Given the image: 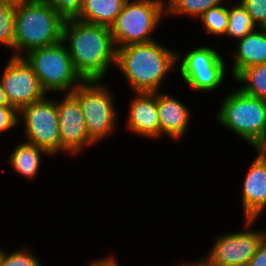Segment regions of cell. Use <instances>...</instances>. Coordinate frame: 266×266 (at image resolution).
<instances>
[{
    "instance_id": "cell-36",
    "label": "cell",
    "mask_w": 266,
    "mask_h": 266,
    "mask_svg": "<svg viewBox=\"0 0 266 266\" xmlns=\"http://www.w3.org/2000/svg\"><path fill=\"white\" fill-rule=\"evenodd\" d=\"M3 251H4V250H3V248L1 247V248H0V260H1L2 254H3Z\"/></svg>"
},
{
    "instance_id": "cell-6",
    "label": "cell",
    "mask_w": 266,
    "mask_h": 266,
    "mask_svg": "<svg viewBox=\"0 0 266 266\" xmlns=\"http://www.w3.org/2000/svg\"><path fill=\"white\" fill-rule=\"evenodd\" d=\"M66 44L36 48L23 57L33 68L42 88L55 94L71 93L84 80L76 72Z\"/></svg>"
},
{
    "instance_id": "cell-31",
    "label": "cell",
    "mask_w": 266,
    "mask_h": 266,
    "mask_svg": "<svg viewBox=\"0 0 266 266\" xmlns=\"http://www.w3.org/2000/svg\"><path fill=\"white\" fill-rule=\"evenodd\" d=\"M4 105H10V104L7 99V95L4 91V87L2 86V83L0 81V106H4Z\"/></svg>"
},
{
    "instance_id": "cell-2",
    "label": "cell",
    "mask_w": 266,
    "mask_h": 266,
    "mask_svg": "<svg viewBox=\"0 0 266 266\" xmlns=\"http://www.w3.org/2000/svg\"><path fill=\"white\" fill-rule=\"evenodd\" d=\"M179 59H182L180 53L154 40L117 48L115 66L126 78L132 93L161 92L165 76L177 70L174 66Z\"/></svg>"
},
{
    "instance_id": "cell-37",
    "label": "cell",
    "mask_w": 266,
    "mask_h": 266,
    "mask_svg": "<svg viewBox=\"0 0 266 266\" xmlns=\"http://www.w3.org/2000/svg\"><path fill=\"white\" fill-rule=\"evenodd\" d=\"M179 266H188V263L180 264Z\"/></svg>"
},
{
    "instance_id": "cell-1",
    "label": "cell",
    "mask_w": 266,
    "mask_h": 266,
    "mask_svg": "<svg viewBox=\"0 0 266 266\" xmlns=\"http://www.w3.org/2000/svg\"><path fill=\"white\" fill-rule=\"evenodd\" d=\"M62 41L68 48L76 72L84 81H103L116 63V46L108 26L77 18L67 19L63 25Z\"/></svg>"
},
{
    "instance_id": "cell-14",
    "label": "cell",
    "mask_w": 266,
    "mask_h": 266,
    "mask_svg": "<svg viewBox=\"0 0 266 266\" xmlns=\"http://www.w3.org/2000/svg\"><path fill=\"white\" fill-rule=\"evenodd\" d=\"M157 109L160 122V138L168 136L179 141L188 130L191 110L172 95L157 92Z\"/></svg>"
},
{
    "instance_id": "cell-21",
    "label": "cell",
    "mask_w": 266,
    "mask_h": 266,
    "mask_svg": "<svg viewBox=\"0 0 266 266\" xmlns=\"http://www.w3.org/2000/svg\"><path fill=\"white\" fill-rule=\"evenodd\" d=\"M257 28L240 0L237 5L234 4L233 7H228V28L226 36L240 40Z\"/></svg>"
},
{
    "instance_id": "cell-16",
    "label": "cell",
    "mask_w": 266,
    "mask_h": 266,
    "mask_svg": "<svg viewBox=\"0 0 266 266\" xmlns=\"http://www.w3.org/2000/svg\"><path fill=\"white\" fill-rule=\"evenodd\" d=\"M42 154L51 156L45 149L24 141L16 145L8 162L15 172L30 181L36 179L39 173Z\"/></svg>"
},
{
    "instance_id": "cell-33",
    "label": "cell",
    "mask_w": 266,
    "mask_h": 266,
    "mask_svg": "<svg viewBox=\"0 0 266 266\" xmlns=\"http://www.w3.org/2000/svg\"><path fill=\"white\" fill-rule=\"evenodd\" d=\"M199 261L197 262H191V263H188V266H212L210 265L202 256V258L198 259Z\"/></svg>"
},
{
    "instance_id": "cell-24",
    "label": "cell",
    "mask_w": 266,
    "mask_h": 266,
    "mask_svg": "<svg viewBox=\"0 0 266 266\" xmlns=\"http://www.w3.org/2000/svg\"><path fill=\"white\" fill-rule=\"evenodd\" d=\"M16 6L0 1V44L12 49L15 33Z\"/></svg>"
},
{
    "instance_id": "cell-20",
    "label": "cell",
    "mask_w": 266,
    "mask_h": 266,
    "mask_svg": "<svg viewBox=\"0 0 266 266\" xmlns=\"http://www.w3.org/2000/svg\"><path fill=\"white\" fill-rule=\"evenodd\" d=\"M180 69H202L207 67H226L225 61L215 48L208 46L196 47L183 57Z\"/></svg>"
},
{
    "instance_id": "cell-13",
    "label": "cell",
    "mask_w": 266,
    "mask_h": 266,
    "mask_svg": "<svg viewBox=\"0 0 266 266\" xmlns=\"http://www.w3.org/2000/svg\"><path fill=\"white\" fill-rule=\"evenodd\" d=\"M130 100L126 128L147 139L160 138L157 92H135Z\"/></svg>"
},
{
    "instance_id": "cell-4",
    "label": "cell",
    "mask_w": 266,
    "mask_h": 266,
    "mask_svg": "<svg viewBox=\"0 0 266 266\" xmlns=\"http://www.w3.org/2000/svg\"><path fill=\"white\" fill-rule=\"evenodd\" d=\"M228 94L221 101L216 116L218 123L254 149L266 144V100L247 95L239 89Z\"/></svg>"
},
{
    "instance_id": "cell-30",
    "label": "cell",
    "mask_w": 266,
    "mask_h": 266,
    "mask_svg": "<svg viewBox=\"0 0 266 266\" xmlns=\"http://www.w3.org/2000/svg\"><path fill=\"white\" fill-rule=\"evenodd\" d=\"M117 258L114 255H109L108 257L99 258L90 263V266H119Z\"/></svg>"
},
{
    "instance_id": "cell-28",
    "label": "cell",
    "mask_w": 266,
    "mask_h": 266,
    "mask_svg": "<svg viewBox=\"0 0 266 266\" xmlns=\"http://www.w3.org/2000/svg\"><path fill=\"white\" fill-rule=\"evenodd\" d=\"M19 111L11 105L0 106V133L17 127Z\"/></svg>"
},
{
    "instance_id": "cell-3",
    "label": "cell",
    "mask_w": 266,
    "mask_h": 266,
    "mask_svg": "<svg viewBox=\"0 0 266 266\" xmlns=\"http://www.w3.org/2000/svg\"><path fill=\"white\" fill-rule=\"evenodd\" d=\"M65 20L43 0L17 5L11 56L23 57L29 51L62 41Z\"/></svg>"
},
{
    "instance_id": "cell-23",
    "label": "cell",
    "mask_w": 266,
    "mask_h": 266,
    "mask_svg": "<svg viewBox=\"0 0 266 266\" xmlns=\"http://www.w3.org/2000/svg\"><path fill=\"white\" fill-rule=\"evenodd\" d=\"M201 20L203 29L206 34L217 36L226 35L228 28V7L220 4L218 6L209 8L204 12L198 20Z\"/></svg>"
},
{
    "instance_id": "cell-15",
    "label": "cell",
    "mask_w": 266,
    "mask_h": 266,
    "mask_svg": "<svg viewBox=\"0 0 266 266\" xmlns=\"http://www.w3.org/2000/svg\"><path fill=\"white\" fill-rule=\"evenodd\" d=\"M237 42V49L232 53V78L246 67L266 63V29L257 28Z\"/></svg>"
},
{
    "instance_id": "cell-5",
    "label": "cell",
    "mask_w": 266,
    "mask_h": 266,
    "mask_svg": "<svg viewBox=\"0 0 266 266\" xmlns=\"http://www.w3.org/2000/svg\"><path fill=\"white\" fill-rule=\"evenodd\" d=\"M165 16V0H127L110 26L116 49L154 41L153 31Z\"/></svg>"
},
{
    "instance_id": "cell-22",
    "label": "cell",
    "mask_w": 266,
    "mask_h": 266,
    "mask_svg": "<svg viewBox=\"0 0 266 266\" xmlns=\"http://www.w3.org/2000/svg\"><path fill=\"white\" fill-rule=\"evenodd\" d=\"M223 2L224 0H166V17L186 15L198 19L209 8Z\"/></svg>"
},
{
    "instance_id": "cell-12",
    "label": "cell",
    "mask_w": 266,
    "mask_h": 266,
    "mask_svg": "<svg viewBox=\"0 0 266 266\" xmlns=\"http://www.w3.org/2000/svg\"><path fill=\"white\" fill-rule=\"evenodd\" d=\"M258 156L251 162L242 187L245 226L248 229L266 209V157L257 149Z\"/></svg>"
},
{
    "instance_id": "cell-8",
    "label": "cell",
    "mask_w": 266,
    "mask_h": 266,
    "mask_svg": "<svg viewBox=\"0 0 266 266\" xmlns=\"http://www.w3.org/2000/svg\"><path fill=\"white\" fill-rule=\"evenodd\" d=\"M47 96L23 107L19 123H24L25 142L45 149L52 157L60 153V132L57 100Z\"/></svg>"
},
{
    "instance_id": "cell-25",
    "label": "cell",
    "mask_w": 266,
    "mask_h": 266,
    "mask_svg": "<svg viewBox=\"0 0 266 266\" xmlns=\"http://www.w3.org/2000/svg\"><path fill=\"white\" fill-rule=\"evenodd\" d=\"M3 251L0 266H42L38 258L28 249L14 250L10 253Z\"/></svg>"
},
{
    "instance_id": "cell-29",
    "label": "cell",
    "mask_w": 266,
    "mask_h": 266,
    "mask_svg": "<svg viewBox=\"0 0 266 266\" xmlns=\"http://www.w3.org/2000/svg\"><path fill=\"white\" fill-rule=\"evenodd\" d=\"M247 266H266V240H262Z\"/></svg>"
},
{
    "instance_id": "cell-17",
    "label": "cell",
    "mask_w": 266,
    "mask_h": 266,
    "mask_svg": "<svg viewBox=\"0 0 266 266\" xmlns=\"http://www.w3.org/2000/svg\"><path fill=\"white\" fill-rule=\"evenodd\" d=\"M127 0H84L77 19L110 27Z\"/></svg>"
},
{
    "instance_id": "cell-26",
    "label": "cell",
    "mask_w": 266,
    "mask_h": 266,
    "mask_svg": "<svg viewBox=\"0 0 266 266\" xmlns=\"http://www.w3.org/2000/svg\"><path fill=\"white\" fill-rule=\"evenodd\" d=\"M52 7L64 20L76 18L84 0H43Z\"/></svg>"
},
{
    "instance_id": "cell-7",
    "label": "cell",
    "mask_w": 266,
    "mask_h": 266,
    "mask_svg": "<svg viewBox=\"0 0 266 266\" xmlns=\"http://www.w3.org/2000/svg\"><path fill=\"white\" fill-rule=\"evenodd\" d=\"M102 83V80L83 81L71 92L79 102L89 138L95 144L114 134L118 127L114 94Z\"/></svg>"
},
{
    "instance_id": "cell-18",
    "label": "cell",
    "mask_w": 266,
    "mask_h": 266,
    "mask_svg": "<svg viewBox=\"0 0 266 266\" xmlns=\"http://www.w3.org/2000/svg\"><path fill=\"white\" fill-rule=\"evenodd\" d=\"M226 67L179 69L183 82L196 91L211 92L219 88L226 77Z\"/></svg>"
},
{
    "instance_id": "cell-34",
    "label": "cell",
    "mask_w": 266,
    "mask_h": 266,
    "mask_svg": "<svg viewBox=\"0 0 266 266\" xmlns=\"http://www.w3.org/2000/svg\"><path fill=\"white\" fill-rule=\"evenodd\" d=\"M266 157V144H263L257 148Z\"/></svg>"
},
{
    "instance_id": "cell-11",
    "label": "cell",
    "mask_w": 266,
    "mask_h": 266,
    "mask_svg": "<svg viewBox=\"0 0 266 266\" xmlns=\"http://www.w3.org/2000/svg\"><path fill=\"white\" fill-rule=\"evenodd\" d=\"M60 132V152L79 155L88 146L95 143L89 138L79 102L71 93L57 101Z\"/></svg>"
},
{
    "instance_id": "cell-9",
    "label": "cell",
    "mask_w": 266,
    "mask_h": 266,
    "mask_svg": "<svg viewBox=\"0 0 266 266\" xmlns=\"http://www.w3.org/2000/svg\"><path fill=\"white\" fill-rule=\"evenodd\" d=\"M0 81L9 104L18 111L48 95L42 88L33 68L24 57L10 56Z\"/></svg>"
},
{
    "instance_id": "cell-19",
    "label": "cell",
    "mask_w": 266,
    "mask_h": 266,
    "mask_svg": "<svg viewBox=\"0 0 266 266\" xmlns=\"http://www.w3.org/2000/svg\"><path fill=\"white\" fill-rule=\"evenodd\" d=\"M234 81L241 83L238 89L243 93L266 100V63L242 69Z\"/></svg>"
},
{
    "instance_id": "cell-35",
    "label": "cell",
    "mask_w": 266,
    "mask_h": 266,
    "mask_svg": "<svg viewBox=\"0 0 266 266\" xmlns=\"http://www.w3.org/2000/svg\"><path fill=\"white\" fill-rule=\"evenodd\" d=\"M262 232H263V238H264V240H266V229H265V231L262 230Z\"/></svg>"
},
{
    "instance_id": "cell-32",
    "label": "cell",
    "mask_w": 266,
    "mask_h": 266,
    "mask_svg": "<svg viewBox=\"0 0 266 266\" xmlns=\"http://www.w3.org/2000/svg\"><path fill=\"white\" fill-rule=\"evenodd\" d=\"M0 1H3L5 3H9V4L14 5V6H17V5H21L24 3L34 1V0H0Z\"/></svg>"
},
{
    "instance_id": "cell-10",
    "label": "cell",
    "mask_w": 266,
    "mask_h": 266,
    "mask_svg": "<svg viewBox=\"0 0 266 266\" xmlns=\"http://www.w3.org/2000/svg\"><path fill=\"white\" fill-rule=\"evenodd\" d=\"M251 229L217 235L203 258L212 266H247L264 239L262 230Z\"/></svg>"
},
{
    "instance_id": "cell-27",
    "label": "cell",
    "mask_w": 266,
    "mask_h": 266,
    "mask_svg": "<svg viewBox=\"0 0 266 266\" xmlns=\"http://www.w3.org/2000/svg\"><path fill=\"white\" fill-rule=\"evenodd\" d=\"M258 28L266 26V0H240Z\"/></svg>"
}]
</instances>
